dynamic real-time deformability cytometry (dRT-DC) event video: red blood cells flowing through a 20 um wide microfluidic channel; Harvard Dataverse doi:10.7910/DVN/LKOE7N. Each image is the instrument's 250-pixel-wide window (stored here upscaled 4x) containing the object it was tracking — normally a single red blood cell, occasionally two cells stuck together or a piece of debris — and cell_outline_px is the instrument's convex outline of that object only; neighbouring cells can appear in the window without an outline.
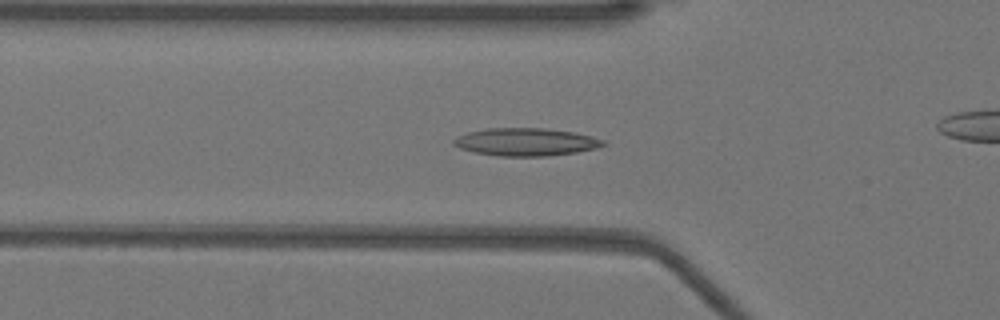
{"species": "Egyptian fruit bat (a non-hibernating species)", "species_latin": "Rousettus aegyptiacus", "temperature_condition": "warm", "stored_images_in_passage": 51, "camera_frame_rate_fps": 3000, "um_per_image_px": 0.085, "animal": {"sex": "female"}, "frame": {"image": 1, "passage_image": 16, "time_ms": 5.0, "image_size_px": [1000, 320], "cell_outline_px": [[608, 144], [596, 148], [576, 152], [548, 156], [500, 156], [476, 152], [460, 148], [452, 144], [452, 140], [456, 136], [468, 132], [488, 128], [544, 128], [576, 132], [592, 136], [604, 140]], "centroid_in_image_um": [44.72, 12.06], "position_along_channel_um": 81.1, "area_um2": 24.28}}
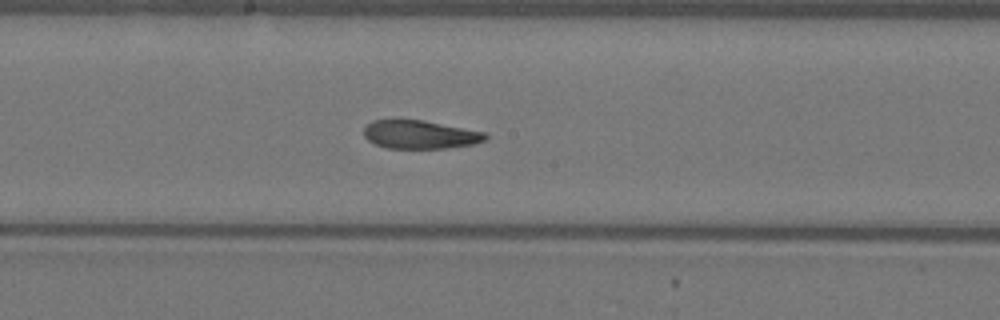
{"frame": {"image": 2, "passage_image": 26, "time_ms": 8.333, "image_size_px": [1000, 320], "cell_outline_px": [[488, 140], [472, 144], [448, 148], [388, 148], [376, 144], [368, 140], [364, 136], [364, 128], [372, 120], [424, 120], [488, 132]], "centroid_in_image_um": [35.76, 11.43], "position_along_channel_um": 212.4, "area_um2": 20.23}}
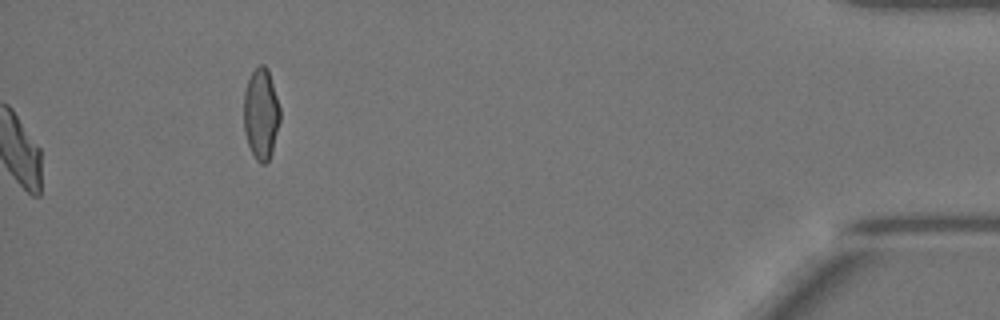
{"frame": {"image": 3, "passage_image": 51, "time_ms": 16.667, "image_size_px": [1000, 320], "cell_outline_px": [[280, 120], [272, 152], [268, 160], [264, 164], [260, 164], [256, 160], [248, 144], [244, 132], [244, 92], [248, 80], [252, 72], [260, 64], [264, 64], [268, 68], [280, 108]], "centroid_in_image_um": [22.19, 9.68], "position_along_channel_um": 413.0, "area_um2": 19.25}, "authors_computed_cell_mechanics": {"area_um2": 21.4438, "velocity_mm_per_s": 3.9096, "shape_relaxation_time_tau1_ms": 9.6099, "shape_relaxation_time_tau2_ms": 2.3349, "deformation_change_tau1": 0.2586, "deformation_change_tau2": 0.0923}}